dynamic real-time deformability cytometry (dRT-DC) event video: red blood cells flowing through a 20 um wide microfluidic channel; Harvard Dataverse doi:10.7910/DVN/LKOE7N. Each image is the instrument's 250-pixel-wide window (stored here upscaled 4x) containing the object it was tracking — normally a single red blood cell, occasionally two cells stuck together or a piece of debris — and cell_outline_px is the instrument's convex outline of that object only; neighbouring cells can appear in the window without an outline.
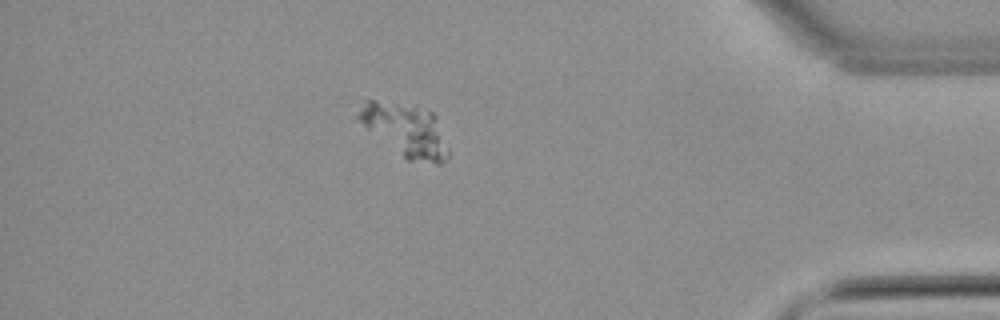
{"species": "common noctule bat (a hibernating species)", "species_latin": "Nyctalus noctula", "temperature_condition": "warm", "stored_images_in_passage": 45, "camera_frame_rate_fps": 3000, "um_per_image_px": 0.085, "animal": {"sex": "male", "body_mass_g": 21.5, "forearm_length_mm": 52.0}, "frame": {"image": 1, "passage_image": 39, "time_ms": 12.667, "image_size_px": [1000, 320], "cell_outline_px": [[448, 160], [440, 164], [436, 164], [408, 160], [368, 128], [356, 116], [368, 100], [372, 100], [416, 104], [432, 112], [436, 116], [448, 148]], "centroid_in_image_um": [34.57, 11.04], "position_along_channel_um": 400.6, "area_um2": 27.17}}